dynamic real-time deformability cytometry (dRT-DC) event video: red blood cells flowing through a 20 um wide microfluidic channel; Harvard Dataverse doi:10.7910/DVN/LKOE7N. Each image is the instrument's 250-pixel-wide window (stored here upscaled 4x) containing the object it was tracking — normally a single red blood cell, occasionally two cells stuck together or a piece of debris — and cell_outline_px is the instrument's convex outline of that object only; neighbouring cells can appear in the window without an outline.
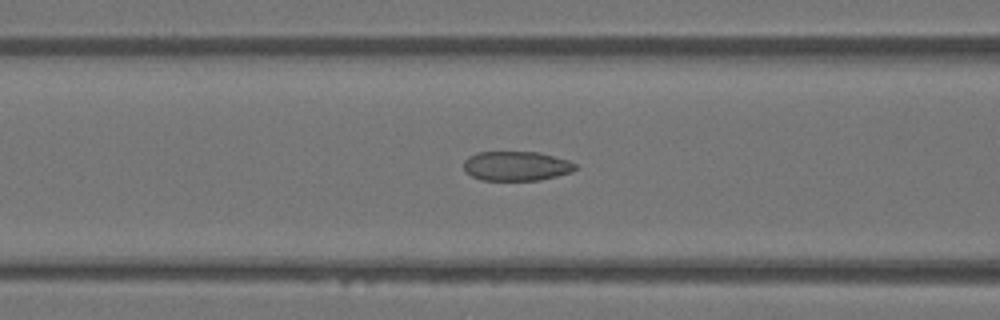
{"species": "Egyptian fruit bat (a non-hibernating species)", "species_latin": "Rousettus aegyptiacus", "temperature_condition": "warm", "stored_images_in_passage": 50, "camera_frame_rate_fps": 3000, "um_per_image_px": 0.085, "animal": {"sex": "female"}, "frame": {"image": 1, "passage_image": 20, "time_ms": 6.333, "image_size_px": [1000, 320], "cell_outline_px": [[576, 168], [572, 172], [540, 180], [480, 180], [464, 172], [464, 160], [468, 156], [476, 152], [540, 152], [568, 160], [576, 164]], "centroid_in_image_um": [43.86, 14.11], "position_along_channel_um": 122.7, "area_um2": 19.31}}
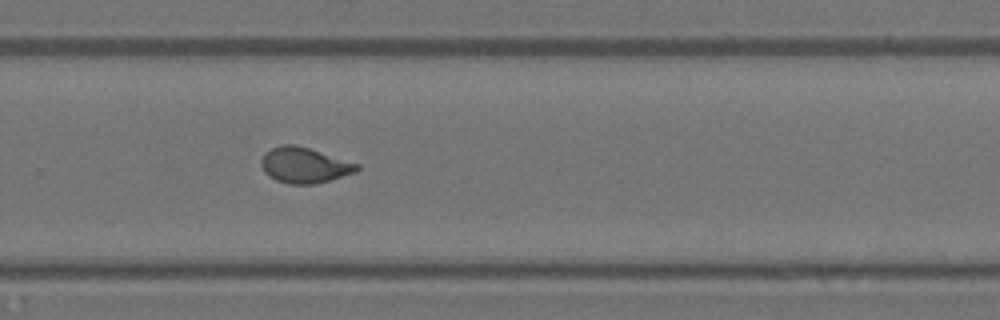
{"frame": {"image": 2, "passage_image": 33, "time_ms": 10.667, "image_size_px": [1000, 320], "cell_outline_px": [[360, 168], [356, 172], [328, 180], [312, 184], [288, 184], [276, 180], [268, 176], [264, 172], [260, 164], [260, 160], [264, 152], [280, 144], [296, 144], [360, 164]], "centroid_in_image_um": [25.83, 14.03], "position_along_channel_um": 304.0, "area_um2": 19.94}}
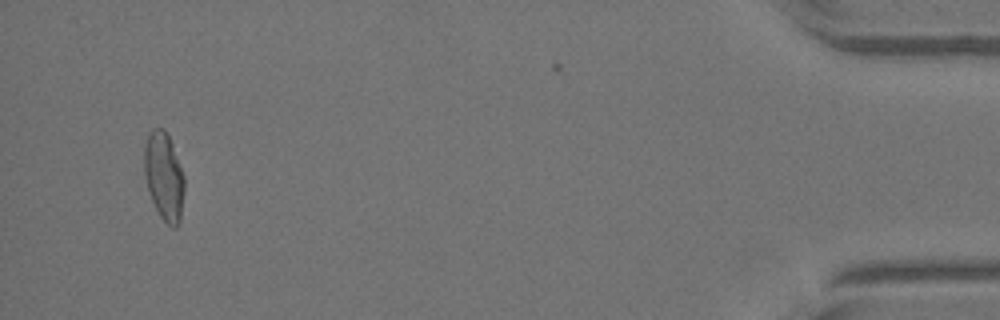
{"frame": {"image": 3, "passage_image": 47, "time_ms": 15.333, "image_size_px": [1000, 320], "cell_outline_px": [[184, 192], [180, 220], [176, 228], [172, 228], [160, 216], [152, 200], [148, 188], [144, 172], [144, 144], [148, 132], [152, 128], [164, 128], [172, 144], [184, 176]], "centroid_in_image_um": [13.93, 14.96], "position_along_channel_um": 421.3, "area_um2": 20.52}}